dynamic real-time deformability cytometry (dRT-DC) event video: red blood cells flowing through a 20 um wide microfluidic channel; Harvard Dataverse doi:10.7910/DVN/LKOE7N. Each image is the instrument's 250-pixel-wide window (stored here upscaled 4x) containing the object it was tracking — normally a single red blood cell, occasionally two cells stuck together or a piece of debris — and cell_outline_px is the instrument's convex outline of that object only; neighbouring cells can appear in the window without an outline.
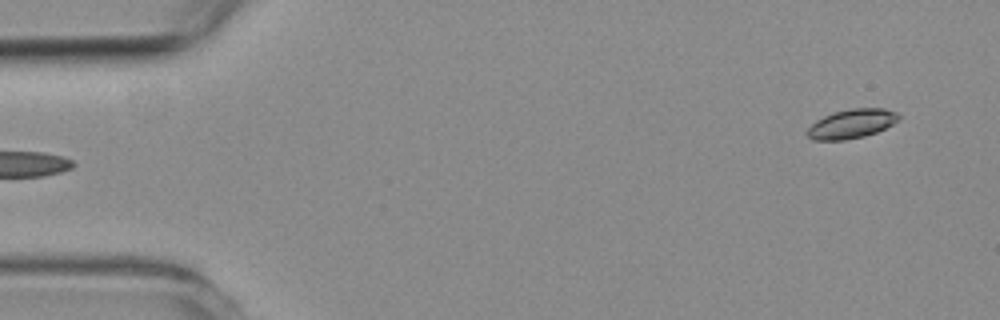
{"species": "common noctule bat (a hibernating species)", "species_latin": "Nyctalus noctula", "temperature_condition": "room temperature", "stored_images_in_passage": 6, "camera_frame_rate_fps": 3000, "um_per_image_px": 0.085, "animal": {"sex": "female", "body_mass_g": 19.3, "forearm_length_mm": 54.1}, "frame": {"image": 1, "passage_image": 6, "time_ms": 5.667, "image_size_px": [1000, 320], "cell_outline_px": [[900, 116], [892, 124], [876, 132], [864, 136], [844, 140], [812, 140], [804, 132], [816, 120], [832, 112], [852, 108], [884, 108], [896, 112]], "centroid_in_image_um": [72.34, 10.52], "position_along_channel_um": 12.7, "area_um2": 15.49}}